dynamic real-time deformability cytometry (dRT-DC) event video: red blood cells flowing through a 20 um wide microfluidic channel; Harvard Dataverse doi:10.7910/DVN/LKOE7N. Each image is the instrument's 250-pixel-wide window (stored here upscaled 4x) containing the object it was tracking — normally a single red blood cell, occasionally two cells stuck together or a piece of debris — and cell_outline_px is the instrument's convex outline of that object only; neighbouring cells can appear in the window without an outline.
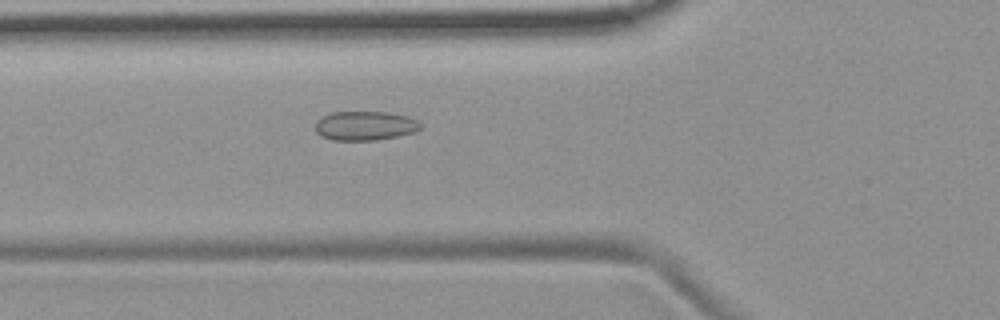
{"species": "common noctule bat (a hibernating species)", "species_latin": "Nyctalus noctula", "temperature_condition": "room temperature", "stored_images_in_passage": 6, "camera_frame_rate_fps": 3000, "um_per_image_px": 0.085, "animal": {"sex": "female", "body_mass_g": 19.9}, "frame": {"image": 1, "passage_image": 6, "time_ms": 6.0, "image_size_px": [1000, 320], "cell_outline_px": [[424, 124], [416, 132], [376, 140], [332, 140], [320, 136], [316, 132], [316, 120], [332, 112], [388, 112], [408, 116]], "centroid_in_image_um": [31.04, 10.69], "position_along_channel_um": 94.8, "area_um2": 17.98}}